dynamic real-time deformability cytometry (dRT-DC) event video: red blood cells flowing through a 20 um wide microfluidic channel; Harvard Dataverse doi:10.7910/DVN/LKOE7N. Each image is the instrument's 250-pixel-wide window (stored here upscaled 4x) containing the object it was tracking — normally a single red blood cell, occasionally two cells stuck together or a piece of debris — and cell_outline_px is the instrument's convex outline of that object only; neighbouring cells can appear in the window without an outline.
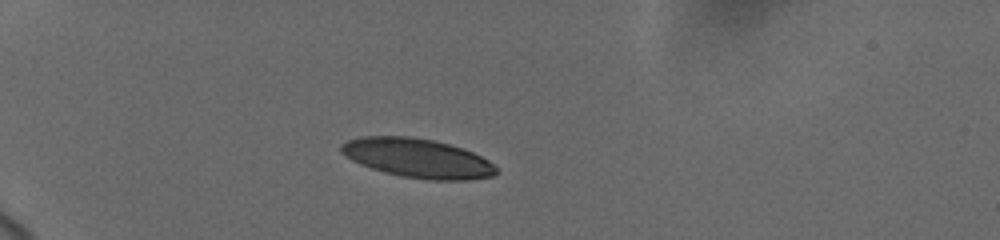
{"species": "human", "species_latin": "Homo sapiens", "temperature_condition": "cold", "stored_images_in_passage": 16, "camera_frame_rate_fps": 3000, "um_per_image_px": 0.085, "donor": {"sex": "female"}, "frame": {"image": 1, "passage_image": 1, "time_ms": 0.0, "image_size_px": [1000, 240], "cell_outline_px": [[496, 172], [492, 176], [468, 180], [428, 180], [400, 176], [384, 172], [360, 164], [352, 160], [340, 152], [340, 144], [348, 140], [360, 136], [408, 136], [432, 140], [448, 144], [472, 152], [488, 160], [496, 168]], "centroid_in_image_um": [35.44, 13.44], "position_along_channel_um": 49.6, "area_um2": 35.2}}
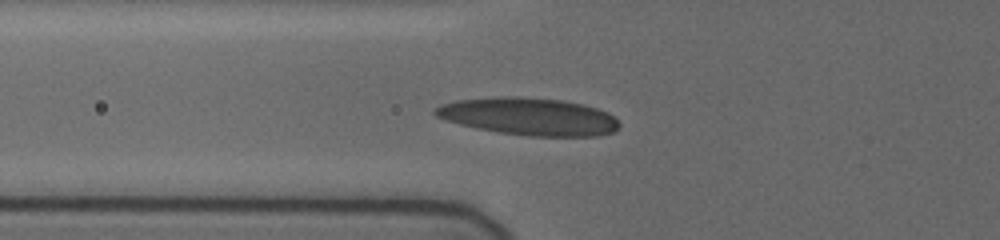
{"frame": {"image": 2, "passage_image": 11, "time_ms": 2.0, "image_size_px": [1000, 240], "cell_outline_px": [[620, 124], [616, 132], [600, 136], [528, 136], [500, 132], [476, 128], [460, 124], [436, 116], [432, 112], [440, 104], [456, 100], [500, 96], [524, 96], [564, 100], [584, 104], [608, 112]], "centroid_in_image_um": [44.98, 9.89], "position_along_channel_um": 80.8, "area_um2": 40.4}}